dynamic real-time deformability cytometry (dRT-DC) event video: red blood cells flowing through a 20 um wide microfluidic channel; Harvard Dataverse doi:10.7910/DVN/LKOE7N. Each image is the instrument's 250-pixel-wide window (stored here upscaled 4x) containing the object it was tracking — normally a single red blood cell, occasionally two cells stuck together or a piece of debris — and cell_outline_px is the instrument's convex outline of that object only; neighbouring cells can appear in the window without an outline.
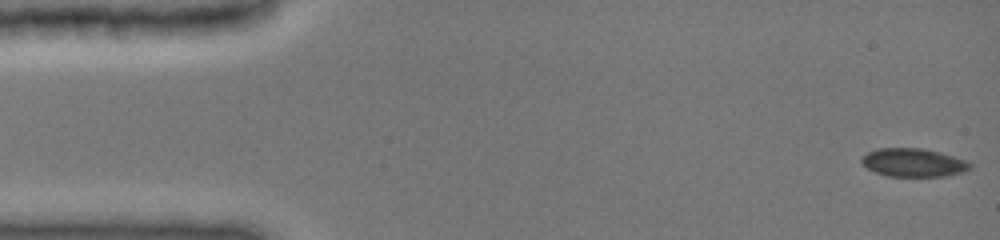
{"species": "common noctule bat (a hibernating species)", "species_latin": "Nyctalus noctula", "temperature_condition": "cold", "stored_images_in_passage": 12, "camera_frame_rate_fps": 3000, "um_per_image_px": 0.085, "animal": {"sex": "female", "body_mass_g": 19.0, "forearm_length_mm": 51.5}, "frame": {"image": 1, "passage_image": 1, "time_ms": 0.0, "image_size_px": [1000, 240], "cell_outline_px": [[972, 168], [964, 172], [948, 176], [888, 176], [876, 172], [868, 168], [860, 160], [860, 156], [876, 148], [920, 148], [940, 152], [964, 160], [972, 164]], "centroid_in_image_um": [77.64, 13.82], "position_along_channel_um": 7.4, "area_um2": 17.92}}
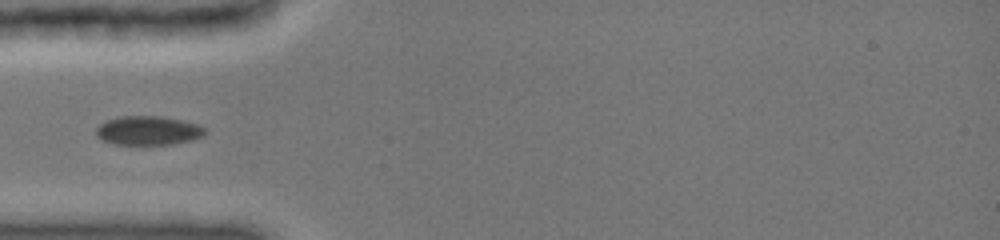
{"frame": {"image": 2, "passage_image": 9, "time_ms": 4.667, "image_size_px": [1000, 240], "cell_outline_px": [[208, 132], [204, 136], [192, 140], [172, 144], [116, 144], [104, 140], [96, 136], [96, 128], [100, 124], [108, 120], [120, 116], [160, 116], [180, 120], [196, 124], [204, 128]], "centroid_in_image_um": [12.61, 11.1], "position_along_channel_um": 72.4, "area_um2": 18.26}}
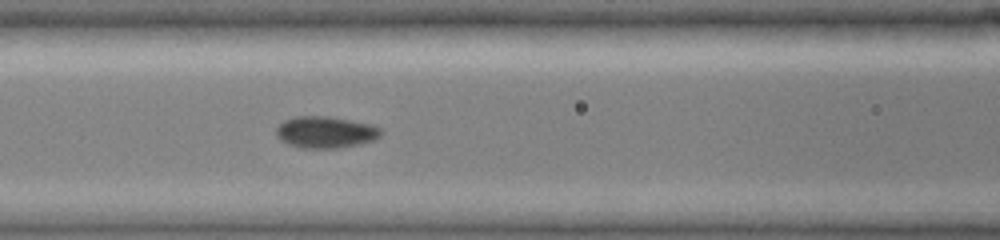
{"frame": {"image": 3, "passage_image": 12, "time_ms": 6.333, "image_size_px": [1000, 240], "cell_outline_px": [[384, 132], [376, 140], [336, 148], [300, 148], [288, 144], [280, 140], [276, 136], [276, 128], [284, 120], [296, 116], [328, 116], [352, 120], [372, 124], [380, 128]], "centroid_in_image_um": [27.68, 11.23], "position_along_channel_um": 138.9, "area_um2": 19.48}}